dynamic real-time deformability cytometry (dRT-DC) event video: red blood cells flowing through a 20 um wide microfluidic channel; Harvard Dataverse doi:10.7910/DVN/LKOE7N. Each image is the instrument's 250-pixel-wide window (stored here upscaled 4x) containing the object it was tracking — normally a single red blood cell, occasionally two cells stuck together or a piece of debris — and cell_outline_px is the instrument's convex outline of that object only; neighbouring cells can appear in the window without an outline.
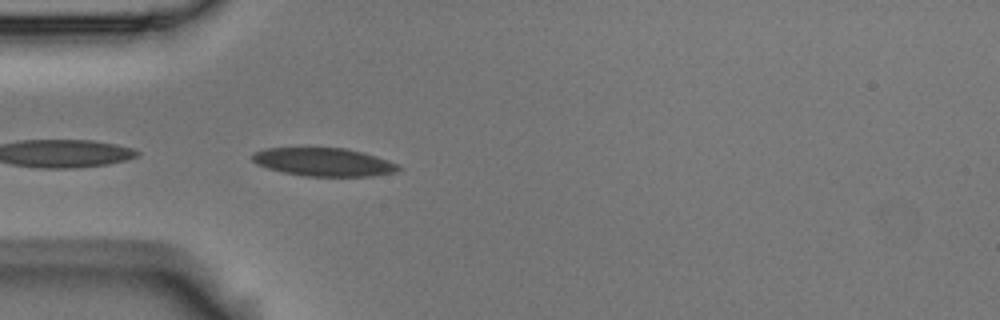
{"species": "Egyptian fruit bat (a non-hibernating species)", "species_latin": "Rousettus aegyptiacus", "temperature_condition": "room temperature", "stored_images_in_passage": 26, "camera_frame_rate_fps": 3000, "um_per_image_px": 0.085, "animal": {"sex": "male"}, "frame": {"image": 1, "passage_image": 1, "time_ms": 0.0, "image_size_px": [1000, 320], "cell_outline_px": [[404, 168], [396, 172], [372, 176], [304, 176], [284, 172], [268, 168], [256, 164], [252, 160], [252, 152], [264, 148], [344, 148], [376, 156], [400, 164]], "centroid_in_image_um": [27.53, 13.78], "position_along_channel_um": 57.5, "area_um2": 24.1}}
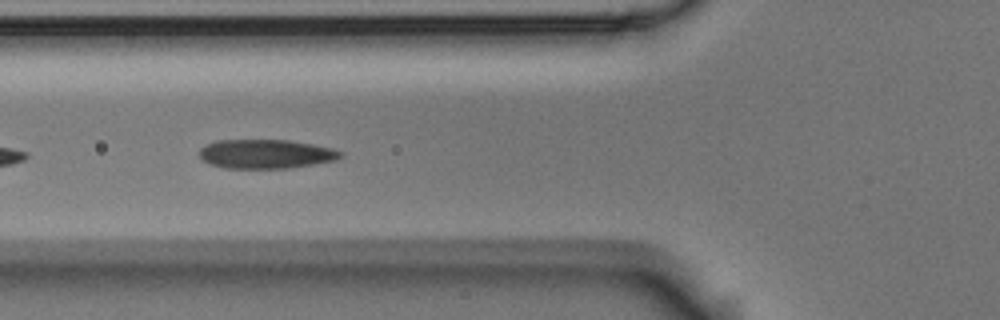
{"frame": {"image": 2, "passage_image": 5, "time_ms": 1.333, "image_size_px": [1000, 320], "cell_outline_px": [[344, 156], [336, 160], [288, 168], [224, 168], [208, 164], [200, 156], [200, 148], [216, 140], [288, 140], [312, 144], [332, 148], [344, 152]], "centroid_in_image_um": [22.61, 13.08], "position_along_channel_um": 103.2, "area_um2": 23.93}}